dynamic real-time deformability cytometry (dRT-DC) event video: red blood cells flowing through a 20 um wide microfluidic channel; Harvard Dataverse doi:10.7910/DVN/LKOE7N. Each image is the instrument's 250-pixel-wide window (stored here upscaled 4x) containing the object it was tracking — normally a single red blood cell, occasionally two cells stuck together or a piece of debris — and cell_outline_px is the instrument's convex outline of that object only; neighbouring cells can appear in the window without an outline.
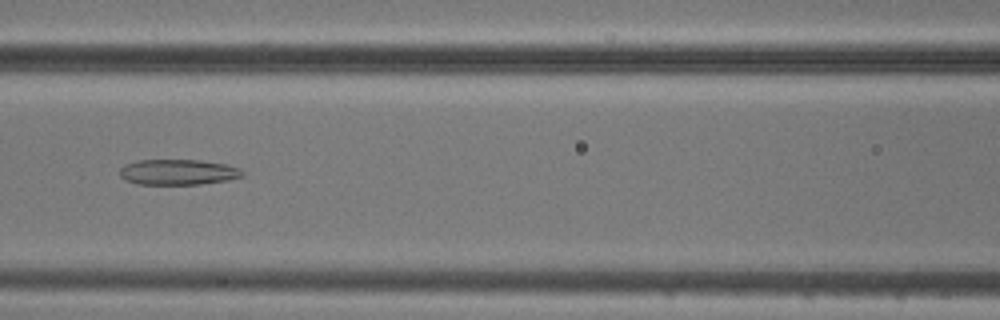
{"species": "common noctule bat (a hibernating species)", "species_latin": "Nyctalus noctula", "temperature_condition": "cold", "stored_images_in_passage": 7, "camera_frame_rate_fps": 3000, "um_per_image_px": 0.085, "animal": {"sex": "male", "body_mass_g": 20.5, "forearm_length_mm": 52.5}, "frame": {"image": 1, "passage_image": 5, "time_ms": 5.667, "image_size_px": [1000, 320], "cell_outline_px": [[244, 176], [228, 180], [200, 184], [136, 184], [124, 180], [120, 176], [120, 168], [124, 164], [140, 160], [200, 160], [228, 164], [240, 168], [244, 172]], "centroid_in_image_um": [15.15, 14.62], "position_along_channel_um": 151.5, "area_um2": 18.44}}
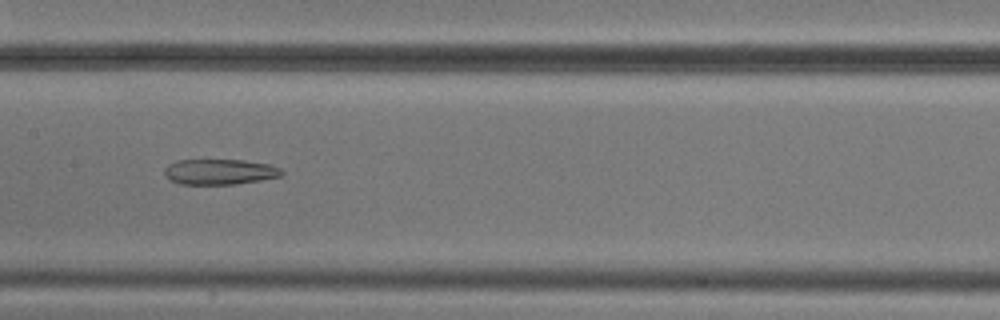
{"frame": {"image": 2, "passage_image": 6, "time_ms": 6.667, "image_size_px": [1000, 320], "cell_outline_px": [[284, 172], [280, 176], [260, 180], [236, 184], [180, 184], [164, 176], [164, 168], [168, 164], [176, 160], [244, 160], [268, 164], [280, 168]], "centroid_in_image_um": [18.64, 14.6], "position_along_channel_um": 188.8, "area_um2": 17.4}}
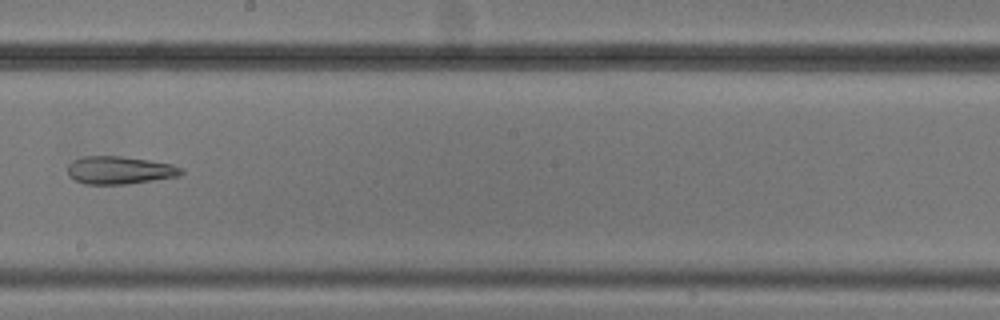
{"frame": {"image": 3, "passage_image": 7, "time_ms": 8.0, "image_size_px": [1000, 320], "cell_outline_px": [[184, 172], [180, 176], [128, 184], [84, 184], [76, 180], [68, 172], [68, 164], [72, 160], [80, 156], [120, 156], [148, 160], [172, 164], [184, 168]], "centroid_in_image_um": [10.19, 14.46], "position_along_channel_um": 238.0, "area_um2": 18.5}}